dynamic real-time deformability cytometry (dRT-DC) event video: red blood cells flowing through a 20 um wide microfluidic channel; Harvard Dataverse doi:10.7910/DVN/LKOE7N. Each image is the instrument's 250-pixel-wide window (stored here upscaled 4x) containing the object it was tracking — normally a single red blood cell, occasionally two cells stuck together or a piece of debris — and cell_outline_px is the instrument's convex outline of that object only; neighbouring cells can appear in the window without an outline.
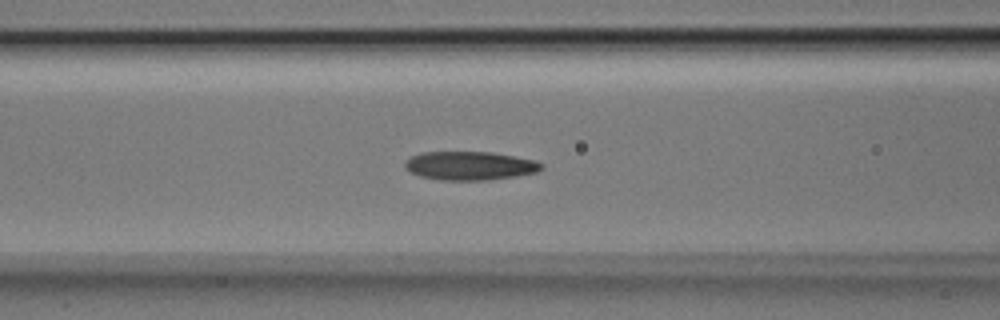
{"species": "Egyptian fruit bat (a non-hibernating species)", "species_latin": "Rousettus aegyptiacus", "temperature_condition": "room temperature", "stored_images_in_passage": 36, "camera_frame_rate_fps": 3000, "um_per_image_px": 0.085, "animal": {"sex": "male"}, "frame": {"image": 1, "passage_image": 6, "time_ms": 1.667, "image_size_px": [1000, 320], "cell_outline_px": [[544, 168], [536, 172], [516, 176], [488, 180], [440, 180], [420, 176], [404, 168], [404, 160], [420, 152], [492, 152], [532, 160], [544, 164]], "centroid_in_image_um": [39.91, 14.09], "position_along_channel_um": 126.7, "area_um2": 22.77}}
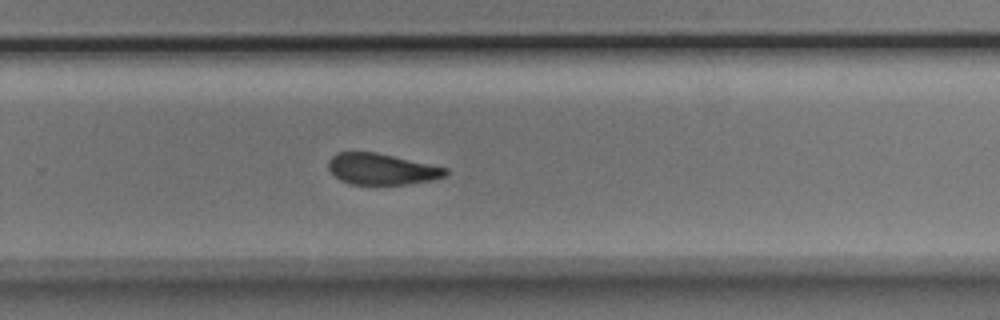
{"frame": {"image": 2, "passage_image": 19, "time_ms": 6.0, "image_size_px": [1000, 320], "cell_outline_px": [[448, 176], [432, 180], [404, 184], [352, 184], [340, 180], [328, 168], [328, 160], [336, 152], [376, 152], [448, 168]], "centroid_in_image_um": [32.45, 14.36], "position_along_channel_um": 297.3, "area_um2": 21.21}}
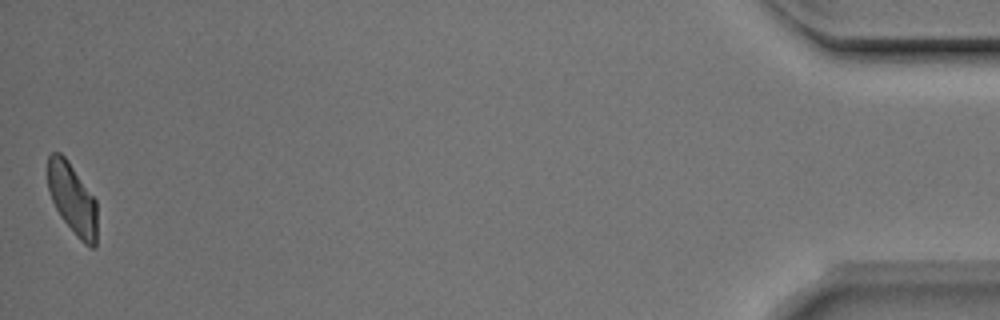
{"frame": {"image": 3, "passage_image": 36, "time_ms": 11.667, "image_size_px": [1000, 320], "cell_outline_px": [[96, 248], [92, 248], [84, 244], [76, 236], [60, 216], [52, 200], [48, 188], [48, 156], [52, 152], [60, 152], [68, 160], [96, 200]], "centroid_in_image_um": [6.15, 16.91], "position_along_channel_um": 429.0, "area_um2": 20.35}, "authors_computed_cell_mechanics": {"area_um2": 22.3397, "velocity_mm_per_s": 3.9592, "shape_relaxation_time_tau1_ms": 5.3839, "shape_relaxation_time_tau2_ms": 3.2078, "deformation_change_tau1": 0.1464, "deformation_change_tau2": 0.1056}}